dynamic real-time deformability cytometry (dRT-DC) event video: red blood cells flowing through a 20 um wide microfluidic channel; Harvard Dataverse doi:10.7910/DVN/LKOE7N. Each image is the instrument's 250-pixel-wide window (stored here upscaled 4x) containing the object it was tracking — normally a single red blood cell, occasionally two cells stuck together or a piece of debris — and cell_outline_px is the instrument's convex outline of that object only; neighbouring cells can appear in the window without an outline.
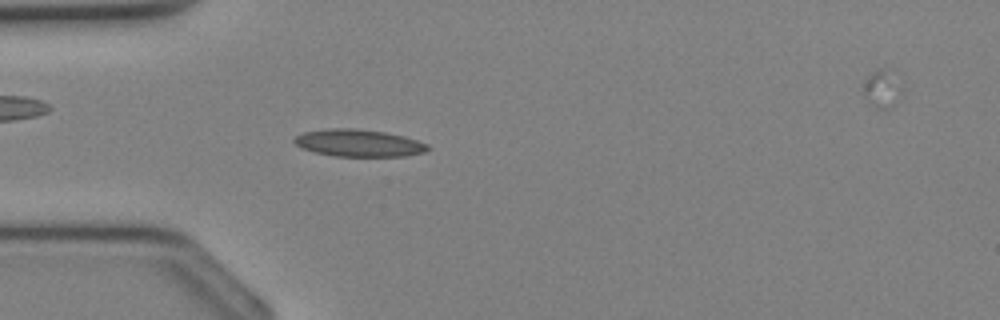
{"species": "Egyptian fruit bat (a non-hibernating species)", "species_latin": "Rousettus aegyptiacus", "temperature_condition": "cold", "stored_images_in_passage": 33, "camera_frame_rate_fps": 3000, "um_per_image_px": 0.085, "animal": {"sex": "female"}, "frame": {"image": 1, "passage_image": 8, "time_ms": 2.333, "image_size_px": [1000, 320], "cell_outline_px": [[428, 148], [424, 152], [404, 156], [336, 156], [312, 152], [300, 148], [292, 140], [296, 136], [304, 132], [328, 128], [356, 128], [384, 132], [404, 136], [428, 144]], "centroid_in_image_um": [30.44, 12.15], "position_along_channel_um": 54.6, "area_um2": 21.15}}
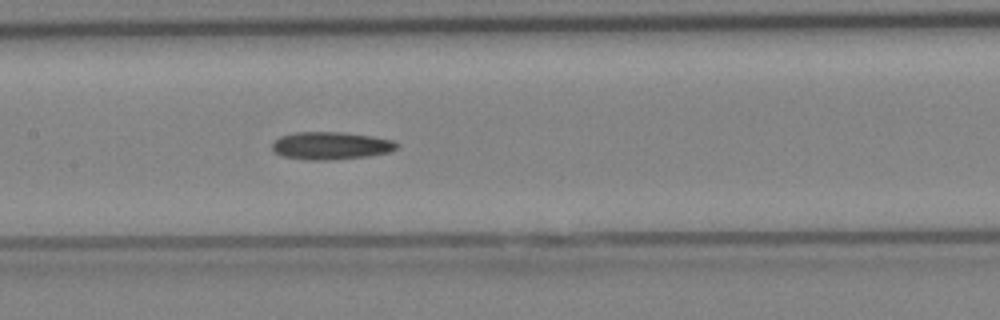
{"frame": {"image": 2, "passage_image": 15, "time_ms": 4.667, "image_size_px": [1000, 320], "cell_outline_px": [[400, 144], [396, 148], [388, 152], [368, 156], [332, 160], [308, 160], [284, 156], [276, 152], [272, 148], [272, 144], [280, 136], [296, 132], [340, 132], [372, 136], [396, 140]], "centroid_in_image_um": [28.16, 12.38], "position_along_channel_um": 179.2, "area_um2": 20.06}}
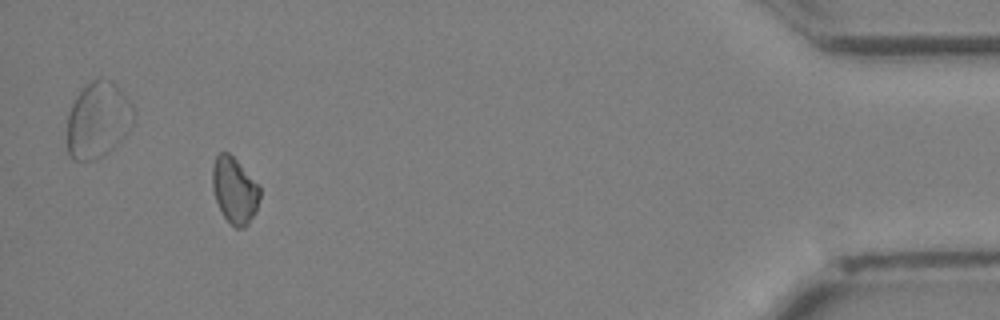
{"frame": {"image": 3, "passage_image": 31, "time_ms": 10.0, "image_size_px": [1000, 320], "cell_outline_px": [[260, 196], [256, 212], [244, 228], [236, 228], [224, 216], [216, 200], [212, 188], [212, 168], [216, 156], [220, 152], [228, 152], [260, 184]], "centroid_in_image_um": [19.95, 16.16], "position_along_channel_um": 415.2, "area_um2": 18.26}}